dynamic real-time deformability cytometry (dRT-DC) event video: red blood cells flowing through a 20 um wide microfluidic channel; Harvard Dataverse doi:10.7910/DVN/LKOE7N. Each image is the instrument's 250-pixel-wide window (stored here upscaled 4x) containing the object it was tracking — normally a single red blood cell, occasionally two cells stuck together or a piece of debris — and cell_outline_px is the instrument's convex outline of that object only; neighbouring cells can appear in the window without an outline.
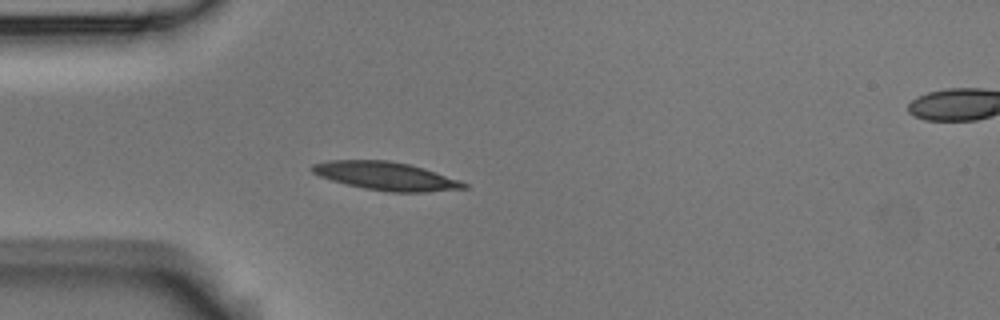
{"species": "Egyptian fruit bat (a non-hibernating species)", "species_latin": "Rousettus aegyptiacus", "temperature_condition": "room temperature", "stored_images_in_passage": 4, "segment_of_instrument_passage": [1, 2], "camera_frame_rate_fps": 3000, "um_per_image_px": 0.085, "animal": {"sex": "male"}, "frame": {"image": 1, "passage_image": 3, "time_ms": 0.667, "image_size_px": [1000, 320], "cell_outline_px": [[468, 188], [424, 192], [388, 192], [364, 188], [332, 180], [320, 176], [312, 172], [308, 168], [312, 164], [328, 160], [388, 160], [408, 164], [424, 168], [460, 180], [468, 184]], "centroid_in_image_um": [32.8, 14.96], "position_along_channel_um": 52.2, "area_um2": 24.97}}